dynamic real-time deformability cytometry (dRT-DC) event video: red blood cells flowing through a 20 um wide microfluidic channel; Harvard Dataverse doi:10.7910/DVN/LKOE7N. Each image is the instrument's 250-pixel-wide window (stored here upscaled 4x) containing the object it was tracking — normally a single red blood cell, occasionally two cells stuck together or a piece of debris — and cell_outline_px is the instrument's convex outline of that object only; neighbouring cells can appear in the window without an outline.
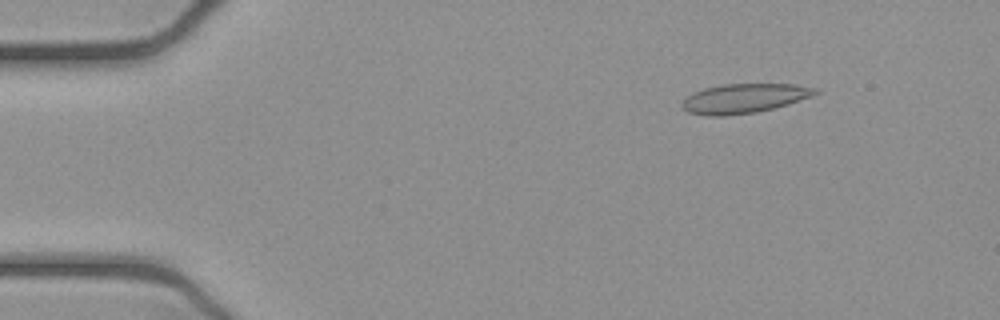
{"species": "common noctule bat (a hibernating species)", "species_latin": "Nyctalus noctula", "temperature_condition": "cold", "stored_images_in_passage": 52, "camera_frame_rate_fps": 3000, "um_per_image_px": 0.085, "animal": {"sex": "female", "body_mass_g": 21.9}, "frame": {"image": 1, "passage_image": 7, "time_ms": 2.0, "image_size_px": [1000, 320], "cell_outline_px": [[820, 92], [812, 96], [788, 104], [756, 112], [724, 116], [708, 116], [688, 112], [680, 104], [692, 92], [704, 88], [724, 84], [792, 84], [816, 88]], "centroid_in_image_um": [63.24, 8.36], "position_along_channel_um": 21.8, "area_um2": 22.72}}
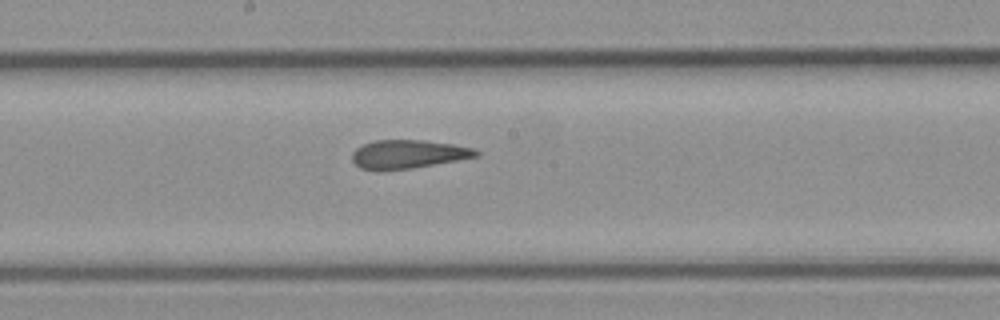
{"frame": {"image": 2, "passage_image": 28, "time_ms": 9.0, "image_size_px": [1000, 320], "cell_outline_px": [[480, 156], [412, 168], [380, 172], [376, 172], [360, 168], [352, 160], [352, 152], [356, 148], [364, 144], [376, 140], [424, 140], [452, 144], [472, 148], [480, 152]], "centroid_in_image_um": [34.65, 13.13], "position_along_channel_um": 213.6, "area_um2": 20.87}}
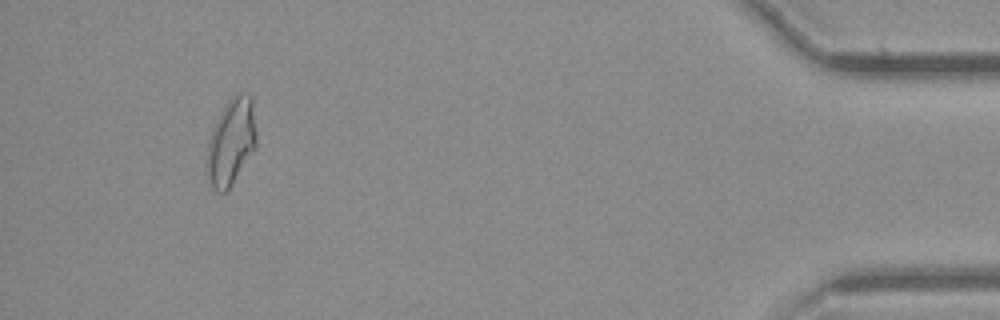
{"frame": {"image": 3, "passage_image": 49, "time_ms": 16.0, "image_size_px": [1000, 320], "cell_outline_px": [[256, 148], [228, 188], [224, 192], [216, 192], [208, 184], [204, 164], [208, 140], [212, 128], [224, 104], [236, 92], [248, 92], [252, 96], [256, 132]], "centroid_in_image_um": [19.61, 12.04], "position_along_channel_um": 415.6, "area_um2": 25.66}, "authors_computed_cell_mechanics": {"area_um2": 22.542, "velocity_mm_per_s": 3.8968, "shape_relaxation_time_tau1_ms": null, "shape_relaxation_time_tau2_ms": 2.4218, "deformation_change_tau1": null, "deformation_change_tau2": 0.0762}}